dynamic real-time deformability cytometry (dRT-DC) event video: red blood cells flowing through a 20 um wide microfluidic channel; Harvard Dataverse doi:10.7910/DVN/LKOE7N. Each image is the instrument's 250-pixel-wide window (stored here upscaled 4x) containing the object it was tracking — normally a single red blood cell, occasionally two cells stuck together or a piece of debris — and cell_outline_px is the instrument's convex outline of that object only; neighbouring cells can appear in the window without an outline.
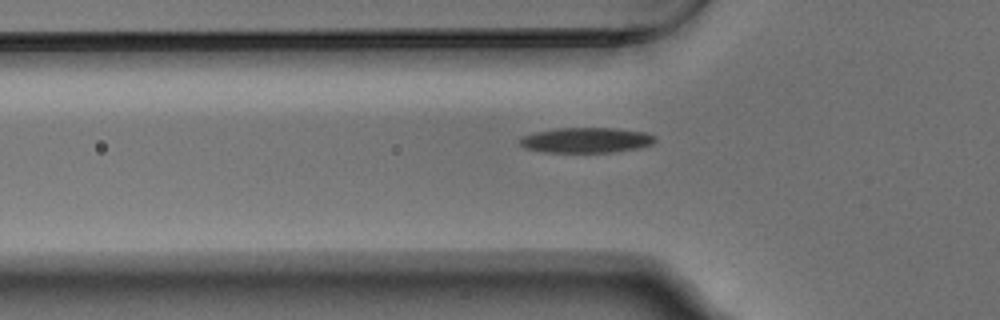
{"species": "Egyptian fruit bat (a non-hibernating species)", "species_latin": "Rousettus aegyptiacus", "temperature_condition": "warm", "stored_images_in_passage": 40, "camera_frame_rate_fps": 3000, "um_per_image_px": 0.085, "animal": {"sex": "male"}, "frame": {"image": 1, "passage_image": 8, "time_ms": 2.333, "image_size_px": [1000, 320], "cell_outline_px": [[656, 140], [652, 144], [640, 148], [616, 152], [544, 152], [524, 148], [516, 140], [520, 136], [536, 132], [556, 128], [612, 128], [644, 132], [656, 136]], "centroid_in_image_um": [49.8, 11.92], "position_along_channel_um": 76.0, "area_um2": 20.11}}
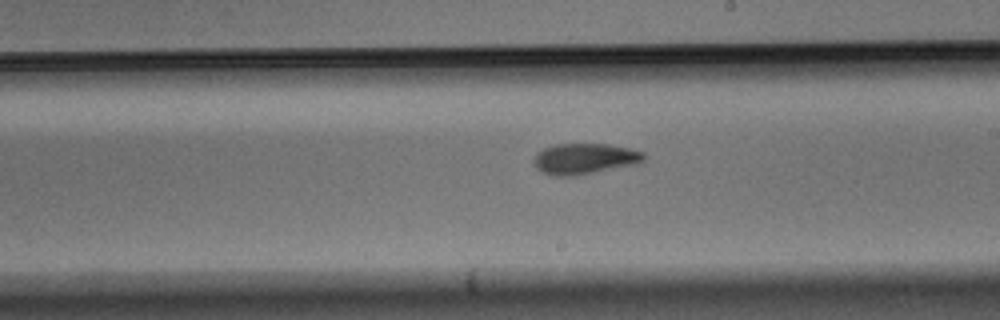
{"frame": {"image": 2, "passage_image": 21, "time_ms": 6.667, "image_size_px": [1000, 320], "cell_outline_px": [[648, 156], [640, 164], [572, 176], [556, 176], [544, 172], [536, 168], [532, 164], [532, 160], [536, 152], [552, 144], [608, 144], [628, 148], [644, 152]], "centroid_in_image_um": [49.7, 13.49], "position_along_channel_um": 239.3, "area_um2": 20.06}}
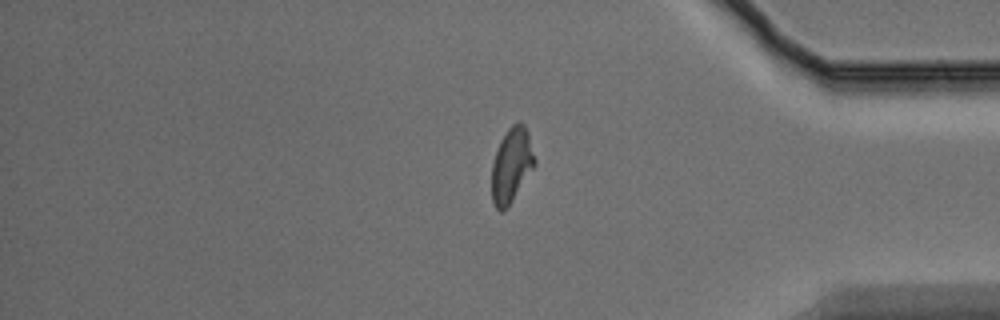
{"frame": {"image": 3, "passage_image": 35, "time_ms": 11.333, "image_size_px": [1000, 320], "cell_outline_px": [[536, 164], [508, 204], [500, 212], [496, 208], [492, 200], [492, 164], [500, 140], [508, 128], [512, 124], [520, 120], [524, 124], [528, 132], [536, 160]], "centroid_in_image_um": [43.48, 13.96], "position_along_channel_um": 391.7, "area_um2": 18.32}}